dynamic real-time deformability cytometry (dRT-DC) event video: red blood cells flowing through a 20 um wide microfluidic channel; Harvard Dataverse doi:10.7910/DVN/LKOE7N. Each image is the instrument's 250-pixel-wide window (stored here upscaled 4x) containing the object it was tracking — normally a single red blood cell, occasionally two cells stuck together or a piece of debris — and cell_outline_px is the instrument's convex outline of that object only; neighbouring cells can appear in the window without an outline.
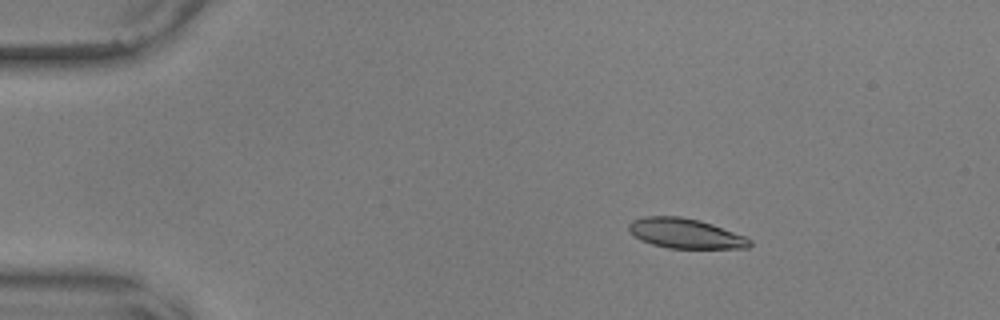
{"species": "common noctule bat (a hibernating species)", "species_latin": "Nyctalus noctula", "temperature_condition": "warm", "stored_images_in_passage": 56, "camera_frame_rate_fps": 3000, "um_per_image_px": 0.085, "animal": {"sex": "male", "body_mass_g": 17.9, "forearm_length_mm": 54.2}, "frame": {"image": 1, "passage_image": 9, "time_ms": 2.667, "image_size_px": [1000, 320], "cell_outline_px": [[752, 244], [748, 248], [668, 248], [652, 244], [640, 240], [628, 228], [628, 224], [632, 220], [644, 216], [680, 216], [700, 220], [712, 224], [744, 236], [752, 240]], "centroid_in_image_um": [58.25, 19.84], "position_along_channel_um": 26.7, "area_um2": 20.98}}
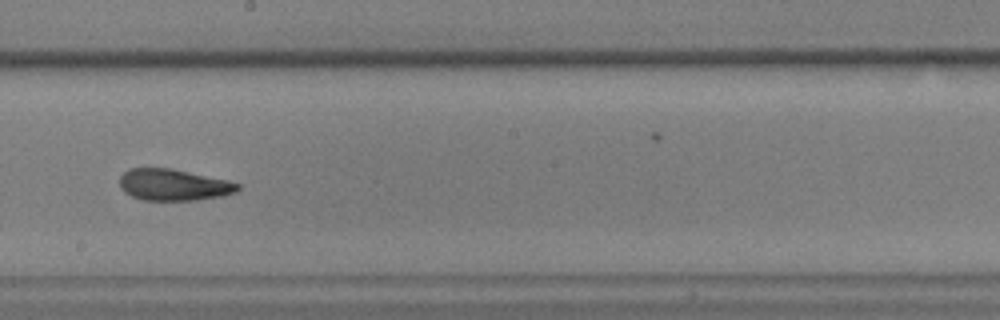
{"frame": {"image": 2, "passage_image": 32, "time_ms": 10.333, "image_size_px": [1000, 320], "cell_outline_px": [[240, 188], [236, 192], [220, 196], [196, 200], [144, 200], [132, 196], [124, 192], [120, 188], [120, 176], [128, 168], [168, 168], [224, 180], [240, 184]], "centroid_in_image_um": [14.69, 15.72], "position_along_channel_um": 233.5, "area_um2": 21.33}}
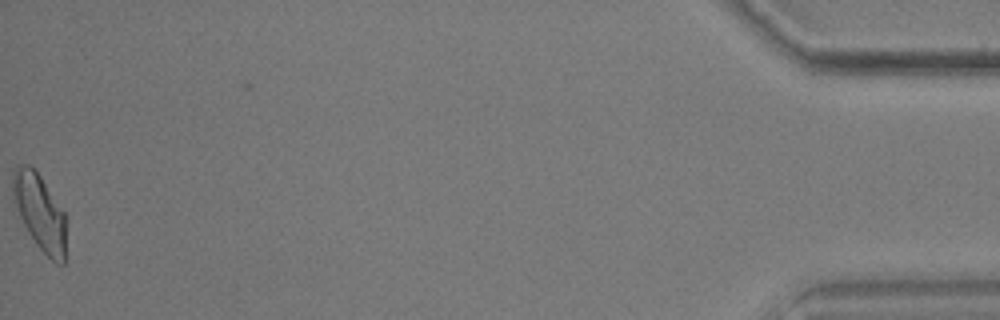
{"frame": {"image": 3, "passage_image": 56, "time_ms": 18.333, "image_size_px": [1000, 320], "cell_outline_px": [[64, 264], [56, 264], [36, 244], [28, 232], [12, 200], [12, 172], [16, 164], [28, 164], [40, 176], [64, 212]], "centroid_in_image_um": [3.33, 17.99], "position_along_channel_um": 431.9, "area_um2": 23.24}, "authors_computed_cell_mechanics": {"area_um2": 21.8773, "velocity_mm_per_s": 3.6279, "shape_relaxation_time_tau1_ms": 10.1535, "shape_relaxation_time_tau2_ms": 2.8575, "deformation_change_tau1": 0.2236, "deformation_change_tau2": 0.1018}}